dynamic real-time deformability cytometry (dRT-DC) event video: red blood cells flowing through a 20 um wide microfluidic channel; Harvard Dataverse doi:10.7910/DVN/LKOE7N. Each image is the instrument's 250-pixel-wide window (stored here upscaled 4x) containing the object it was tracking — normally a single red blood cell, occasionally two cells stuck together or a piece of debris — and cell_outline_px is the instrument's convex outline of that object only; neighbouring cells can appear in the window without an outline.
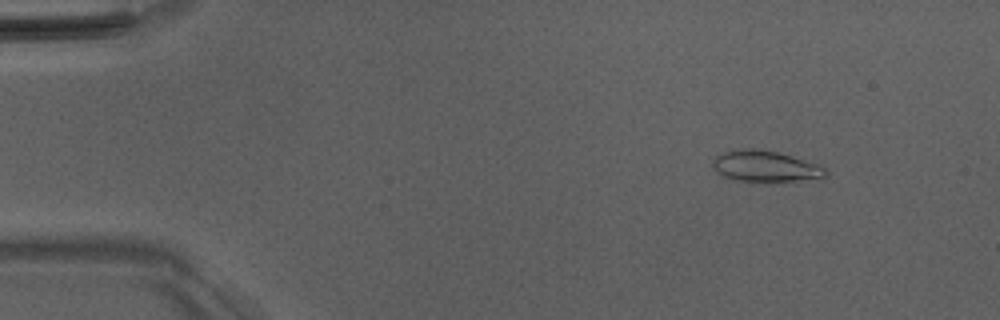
{"species": "Egyptian fruit bat (a non-hibernating species)", "species_latin": "Rousettus aegyptiacus", "temperature_condition": "room temperature", "stored_images_in_passage": 51, "camera_frame_rate_fps": 3000, "um_per_image_px": 0.085, "animal": {"sex": "male"}, "frame": {"image": 1, "passage_image": 6, "time_ms": 1.667, "image_size_px": [1000, 320], "cell_outline_px": [[828, 176], [792, 180], [732, 180], [720, 176], [712, 168], [712, 160], [716, 156], [724, 152], [752, 148], [776, 152], [820, 164], [828, 172]], "centroid_in_image_um": [64.99, 14.12], "position_along_channel_um": 20.0, "area_um2": 19.94}}
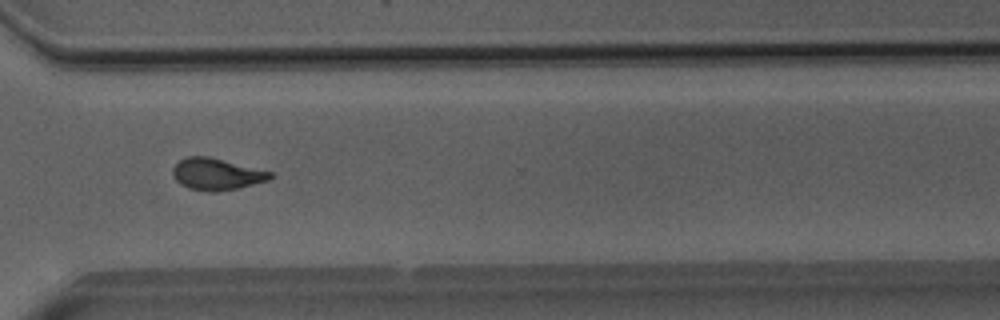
{"frame": {"image": 2, "passage_image": 38, "time_ms": 12.333, "image_size_px": [1000, 320], "cell_outline_px": [[272, 176], [268, 180], [240, 188], [216, 192], [208, 192], [188, 188], [180, 184], [172, 176], [172, 168], [180, 160], [188, 156], [208, 156], [272, 172]], "centroid_in_image_um": [18.38, 14.81], "position_along_channel_um": 352.2, "area_um2": 18.03}}
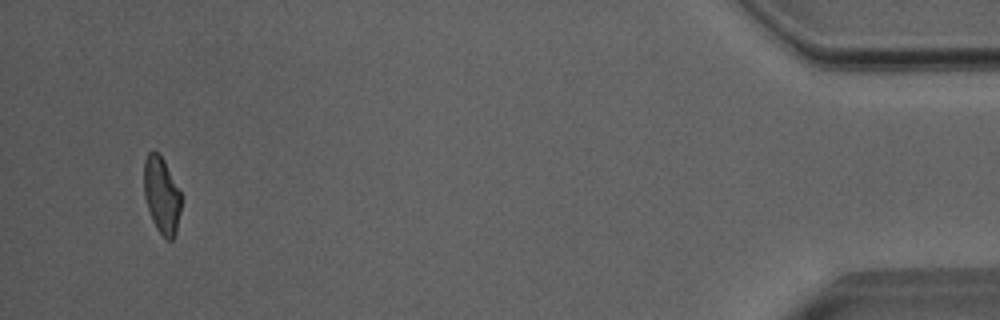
{"frame": {"image": 3, "passage_image": 49, "time_ms": 16.0, "image_size_px": [1000, 320], "cell_outline_px": [[180, 212], [176, 232], [172, 240], [168, 240], [156, 228], [152, 220], [144, 196], [144, 160], [148, 152], [156, 152], [164, 160], [180, 192]], "centroid_in_image_um": [13.72, 16.6], "position_along_channel_um": 421.5, "area_um2": 16.3}, "authors_computed_cell_mechanics": {"area_um2": 18.0336, "velocity_mm_per_s": 4.0309, "shape_relaxation_time_tau1_ms": 6.7545, "shape_relaxation_time_tau2_ms": 2.5573, "deformation_change_tau1": 0.2106, "deformation_change_tau2": 0.0819}}